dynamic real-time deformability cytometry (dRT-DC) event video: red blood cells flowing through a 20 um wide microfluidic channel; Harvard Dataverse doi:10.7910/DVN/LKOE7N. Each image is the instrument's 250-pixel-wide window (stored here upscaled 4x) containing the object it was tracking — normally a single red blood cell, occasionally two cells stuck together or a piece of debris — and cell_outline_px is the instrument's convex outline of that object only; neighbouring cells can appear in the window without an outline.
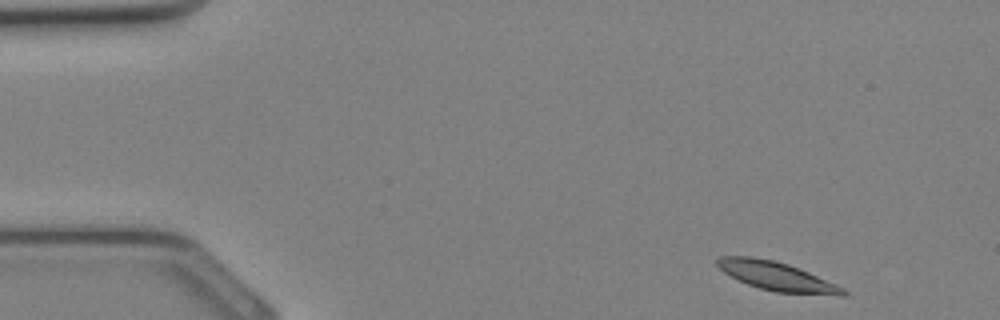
{"species": "Egyptian fruit bat (a non-hibernating species)", "species_latin": "Rousettus aegyptiacus", "temperature_condition": "cold", "stored_images_in_passage": 32, "camera_frame_rate_fps": 3000, "um_per_image_px": 0.085, "animal": {"sex": "female"}, "frame": {"image": 1, "passage_image": 1, "time_ms": 0.0, "image_size_px": [1000, 320], "cell_outline_px": [[848, 292], [844, 296], [840, 296], [776, 292], [760, 288], [748, 284], [724, 272], [716, 264], [716, 260], [720, 256], [752, 256], [772, 260], [788, 264], [808, 272], [836, 284], [844, 288]], "centroid_in_image_um": [66.05, 23.49], "position_along_channel_um": 18.9, "area_um2": 20.92}}
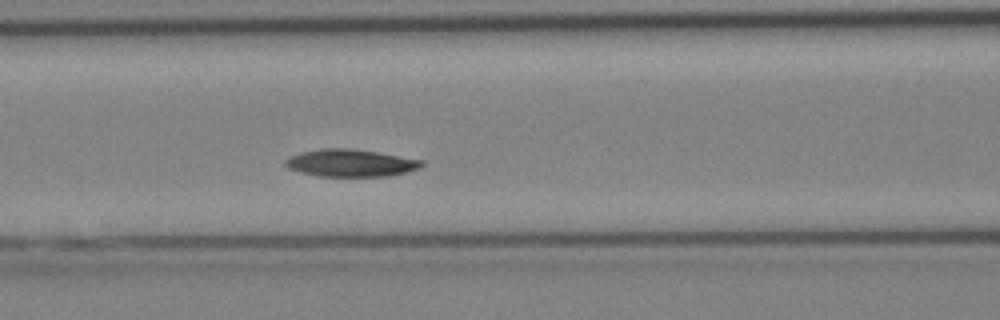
{"frame": {"image": 2, "passage_image": 12, "time_ms": 3.667, "image_size_px": [1000, 320], "cell_outline_px": [[424, 164], [420, 168], [388, 176], [320, 176], [300, 172], [288, 168], [284, 164], [284, 160], [300, 152], [324, 148], [348, 148], [376, 152], [424, 160]], "centroid_in_image_um": [29.79, 13.85], "position_along_channel_um": 136.8, "area_um2": 21.56}}
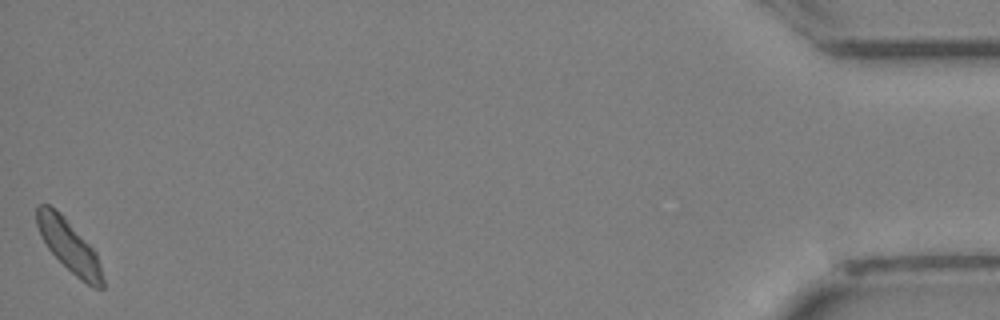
{"frame": {"image": 3, "passage_image": 32, "time_ms": 10.333, "image_size_px": [1000, 320], "cell_outline_px": [[104, 288], [92, 288], [80, 280], [48, 248], [36, 224], [36, 204], [48, 204], [60, 212], [64, 216], [96, 252], [100, 264], [104, 280]], "centroid_in_image_um": [5.89, 20.9], "position_along_channel_um": 429.3, "area_um2": 19.77}}